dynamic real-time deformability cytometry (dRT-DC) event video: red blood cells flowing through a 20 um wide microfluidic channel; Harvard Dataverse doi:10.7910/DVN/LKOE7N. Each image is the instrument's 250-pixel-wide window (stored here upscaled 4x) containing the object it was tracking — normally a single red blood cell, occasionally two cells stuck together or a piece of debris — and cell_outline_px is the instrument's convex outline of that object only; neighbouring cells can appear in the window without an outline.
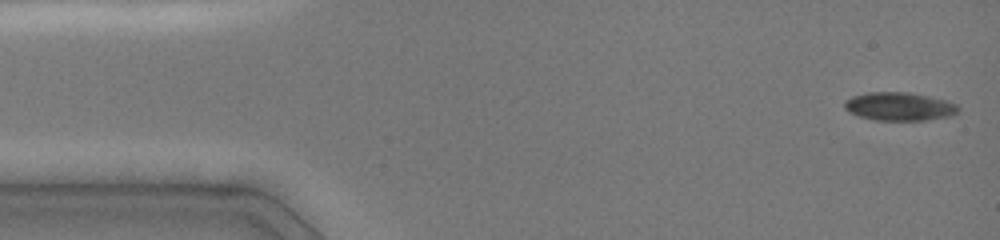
{"species": "common noctule bat (a hibernating species)", "species_latin": "Nyctalus noctula", "temperature_condition": "cold", "stored_images_in_passage": 28, "camera_frame_rate_fps": 3000, "um_per_image_px": 0.085, "animal": {"sex": "female", "body_mass_g": 19.0, "forearm_length_mm": 51.5}, "frame": {"image": 1, "passage_image": 1, "time_ms": 0.0, "image_size_px": [1000, 240], "cell_outline_px": [[960, 108], [952, 116], [928, 120], [876, 120], [860, 116], [848, 112], [844, 108], [844, 100], [852, 96], [868, 92], [908, 92], [928, 96], [944, 100], [956, 104]], "centroid_in_image_um": [76.42, 9.05], "position_along_channel_um": 8.6, "area_um2": 18.79}}
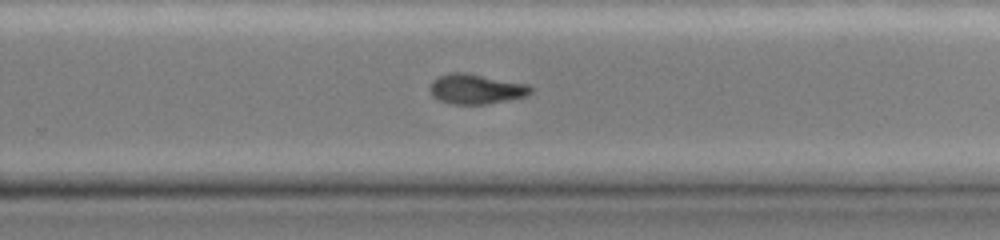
{"frame": {"image": 2, "passage_image": 18, "time_ms": 9.667, "image_size_px": [1000, 240], "cell_outline_px": [[532, 92], [528, 96], [508, 100], [484, 104], [452, 104], [440, 100], [432, 96], [428, 88], [432, 80], [440, 76], [456, 72], [468, 72], [528, 84], [532, 88]], "centroid_in_image_um": [40.47, 7.56], "position_along_channel_um": 289.3, "area_um2": 17.74}}
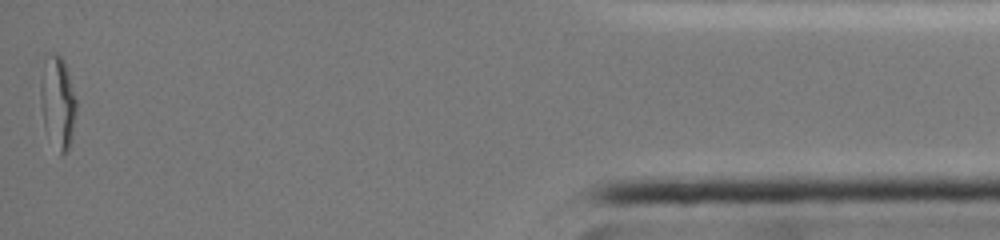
{"frame": {"image": 3, "passage_image": 28, "time_ms": 15.0, "image_size_px": [1000, 240], "cell_outline_px": [[76, 112], [72, 136], [68, 152], [60, 156], [44, 128], [40, 100], [40, 84], [44, 56], [48, 52], [56, 52], [64, 60], [68, 68], [76, 100]], "centroid_in_image_um": [4.9, 8.65], "position_along_channel_um": 430.3, "area_um2": 19.83}}